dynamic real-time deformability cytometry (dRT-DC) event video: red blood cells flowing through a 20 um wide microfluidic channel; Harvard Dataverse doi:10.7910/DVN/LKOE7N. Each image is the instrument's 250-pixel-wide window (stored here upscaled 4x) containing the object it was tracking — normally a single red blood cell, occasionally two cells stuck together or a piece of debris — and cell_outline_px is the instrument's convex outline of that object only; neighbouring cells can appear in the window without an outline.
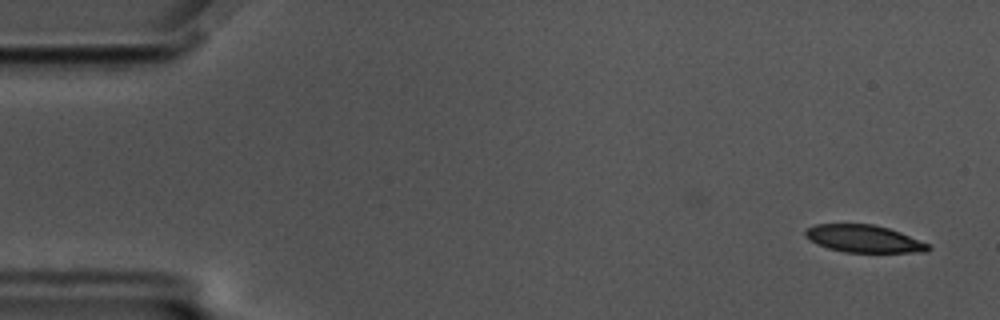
{"species": "common noctule bat (a hibernating species)", "species_latin": "Nyctalus noctula", "temperature_condition": "cold", "stored_images_in_passage": 41, "camera_frame_rate_fps": 3000, "um_per_image_px": 0.085, "animal": {"sex": "male", "body_mass_g": 17.5, "forearm_length_mm": 52.3}, "frame": {"image": 1, "passage_image": 2, "time_ms": 0.333, "image_size_px": [1000, 320], "cell_outline_px": [[932, 248], [928, 252], [844, 252], [828, 248], [816, 244], [804, 236], [804, 232], [808, 228], [816, 224], [872, 224], [888, 228], [900, 232], [928, 244]], "centroid_in_image_um": [73.41, 20.3], "position_along_channel_um": 11.6, "area_um2": 19.54}}
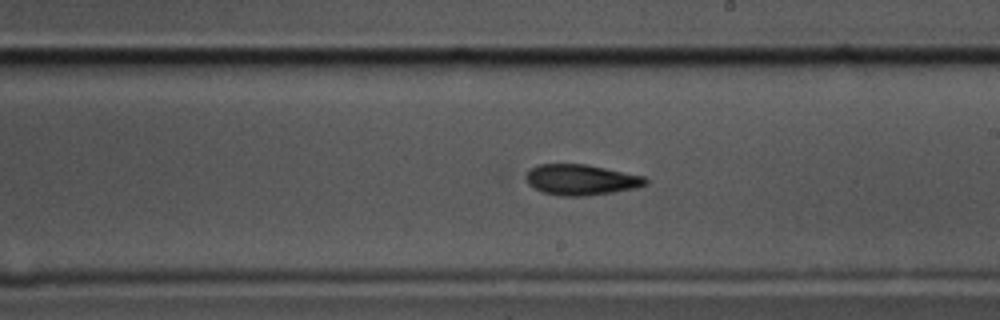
{"frame": {"image": 2, "passage_image": 32, "time_ms": 10.333, "image_size_px": [1000, 320], "cell_outline_px": [[648, 184], [636, 188], [612, 192], [584, 196], [560, 196], [544, 192], [528, 184], [520, 176], [528, 168], [536, 164], [588, 164], [644, 176], [648, 180]], "centroid_in_image_um": [49.32, 15.26], "position_along_channel_um": 239.7, "area_um2": 21.79}}
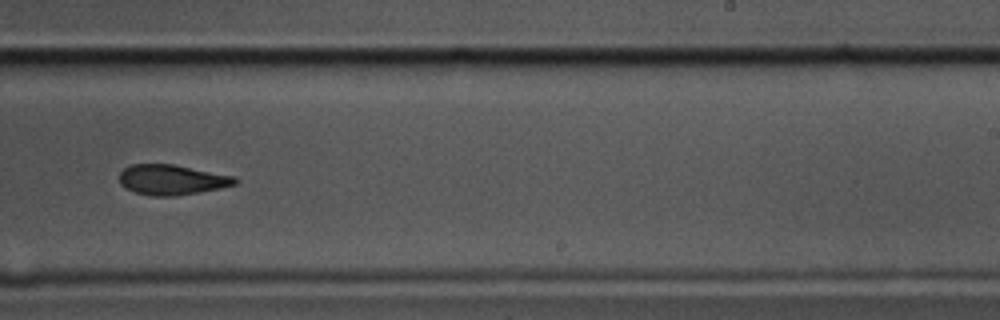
{"frame": {"image": 3, "passage_image": 35, "time_ms": 11.333, "image_size_px": [1000, 320], "cell_outline_px": [[240, 180], [236, 184], [220, 188], [176, 196], [152, 196], [136, 192], [120, 184], [120, 172], [128, 164], [172, 164], [236, 176]], "centroid_in_image_um": [14.63, 15.27], "position_along_channel_um": 274.4, "area_um2": 20.35}}